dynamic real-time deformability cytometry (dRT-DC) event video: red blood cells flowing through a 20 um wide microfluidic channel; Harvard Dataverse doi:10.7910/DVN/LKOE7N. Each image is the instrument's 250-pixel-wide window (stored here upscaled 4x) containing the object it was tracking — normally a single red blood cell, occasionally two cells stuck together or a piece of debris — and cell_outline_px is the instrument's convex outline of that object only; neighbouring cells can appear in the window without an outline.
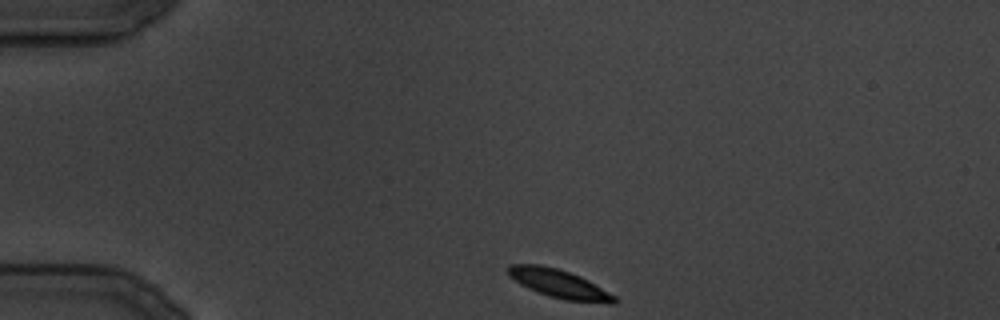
{"species": "common noctule bat (a hibernating species)", "species_latin": "Nyctalus noctula", "temperature_condition": "cold", "stored_images_in_passage": 6, "camera_frame_rate_fps": 3000, "um_per_image_px": 0.085, "animal": {"sex": "male", "body_mass_g": 19.5, "forearm_length_mm": 54.6}, "frame": {"image": 1, "passage_image": 1, "time_ms": 0.0, "image_size_px": [1000, 320], "cell_outline_px": [[616, 304], [612, 304], [564, 300], [548, 296], [536, 292], [520, 284], [508, 276], [508, 264], [540, 264], [556, 268], [580, 276], [588, 280], [616, 296]], "centroid_in_image_um": [47.51, 24.13], "position_along_channel_um": 37.5, "area_um2": 17.74}}